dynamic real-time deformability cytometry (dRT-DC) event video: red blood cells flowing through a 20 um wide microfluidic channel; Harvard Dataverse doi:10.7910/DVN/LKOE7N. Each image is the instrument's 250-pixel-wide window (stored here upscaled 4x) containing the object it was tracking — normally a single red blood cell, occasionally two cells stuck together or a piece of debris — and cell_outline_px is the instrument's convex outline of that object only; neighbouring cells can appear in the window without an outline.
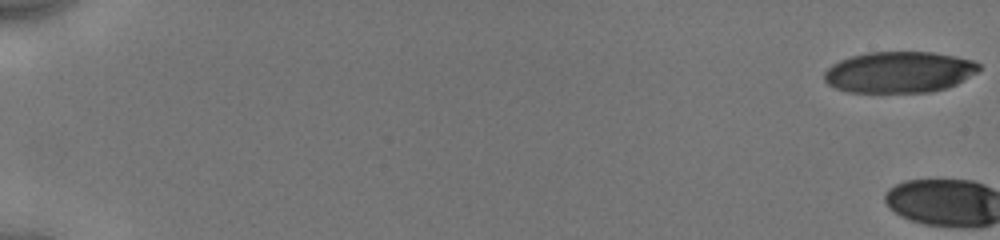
{"species": "human", "species_latin": "Homo sapiens", "temperature_condition": "cold", "stored_images_in_passage": 6, "camera_frame_rate_fps": 3000, "um_per_image_px": 0.085, "donor": {"sex": "male"}, "frame": {"image": 1, "passage_image": 1, "time_ms": 0.0, "image_size_px": [1000, 240], "cell_outline_px": [[980, 68], [976, 72], [956, 84], [944, 88], [928, 92], [848, 92], [836, 88], [828, 84], [824, 80], [824, 72], [832, 64], [840, 60], [852, 56], [868, 52], [932, 52], [956, 56], [972, 60], [980, 64]], "centroid_in_image_um": [76.41, 6.12], "position_along_channel_um": 8.6, "area_um2": 36.99}}